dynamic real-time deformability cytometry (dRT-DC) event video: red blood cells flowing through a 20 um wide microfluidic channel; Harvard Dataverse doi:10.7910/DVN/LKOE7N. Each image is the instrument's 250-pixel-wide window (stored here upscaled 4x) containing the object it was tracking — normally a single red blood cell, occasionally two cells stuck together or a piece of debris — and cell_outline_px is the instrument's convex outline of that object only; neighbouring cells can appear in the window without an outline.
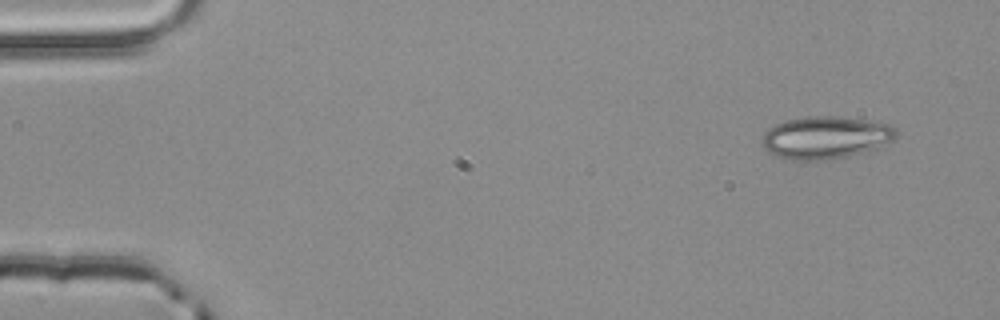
{"species": "common noctule bat (a hibernating species)", "species_latin": "Nyctalus noctula", "temperature_condition": "room temperature", "stored_images_in_passage": 3, "camera_frame_rate_fps": 3000, "um_per_image_px": 0.085, "animal": {"sex": "male", "body_mass_g": 20.4}, "frame": {"image": 1, "passage_image": 1, "time_ms": 0.0, "image_size_px": [1000, 320], "cell_outline_px": [[896, 136], [892, 140], [876, 148], [848, 156], [832, 160], [792, 160], [776, 156], [768, 152], [764, 148], [760, 140], [764, 132], [768, 128], [784, 120], [808, 116], [832, 116], [868, 120], [892, 124], [896, 128]], "centroid_in_image_um": [70.14, 11.69], "position_along_channel_um": 14.9, "area_um2": 33.47}}